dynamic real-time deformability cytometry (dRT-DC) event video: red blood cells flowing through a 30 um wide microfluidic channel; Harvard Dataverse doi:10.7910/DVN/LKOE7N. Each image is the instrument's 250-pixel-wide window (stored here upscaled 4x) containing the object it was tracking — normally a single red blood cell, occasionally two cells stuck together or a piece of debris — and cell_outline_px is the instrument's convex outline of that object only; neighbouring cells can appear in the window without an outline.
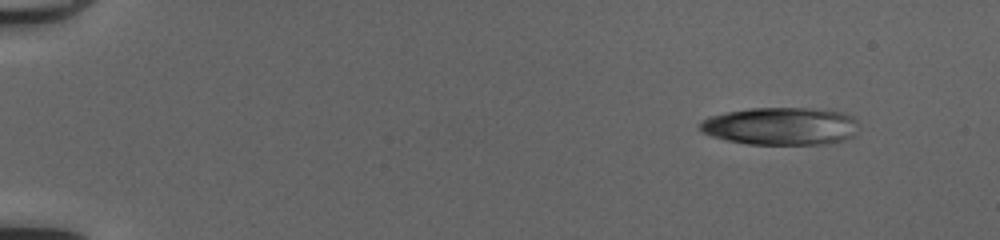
{"species": "common noctule bat (a hibernating species)", "species_latin": "Nyctalus noctula", "temperature_condition": "cold", "stored_images_in_passage": 49, "camera_frame_rate_fps": 3000, "um_per_image_px": 0.085, "animal": {"sex": "female", "body_mass_g": 20.0, "forearm_length_mm": 54.0}, "frame": {"image": 1, "passage_image": 1, "time_ms": 0.0, "image_size_px": [1000, 240], "cell_outline_px": [[856, 132], [852, 136], [844, 140], [820, 144], [748, 144], [728, 140], [712, 136], [704, 132], [700, 128], [700, 120], [708, 116], [728, 112], [752, 108], [804, 108], [840, 112], [852, 116], [856, 120]], "centroid_in_image_um": [66.34, 10.72], "position_along_channel_um": 18.7, "area_um2": 34.51}}
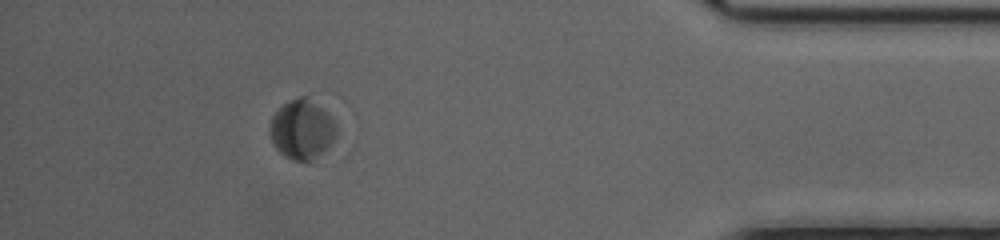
{"frame": {"image": 2, "passage_image": 44, "time_ms": 14.333, "image_size_px": [1000, 240], "cell_outline_px": [[352, 144], [348, 152], [312, 164], [308, 164], [292, 160], [284, 156], [276, 148], [272, 140], [272, 116], [284, 104], [300, 96], [304, 96], [320, 108], [336, 124]], "centroid_in_image_um": [26.1, 11.29], "position_along_channel_um": 409.1, "area_um2": 26.36}}